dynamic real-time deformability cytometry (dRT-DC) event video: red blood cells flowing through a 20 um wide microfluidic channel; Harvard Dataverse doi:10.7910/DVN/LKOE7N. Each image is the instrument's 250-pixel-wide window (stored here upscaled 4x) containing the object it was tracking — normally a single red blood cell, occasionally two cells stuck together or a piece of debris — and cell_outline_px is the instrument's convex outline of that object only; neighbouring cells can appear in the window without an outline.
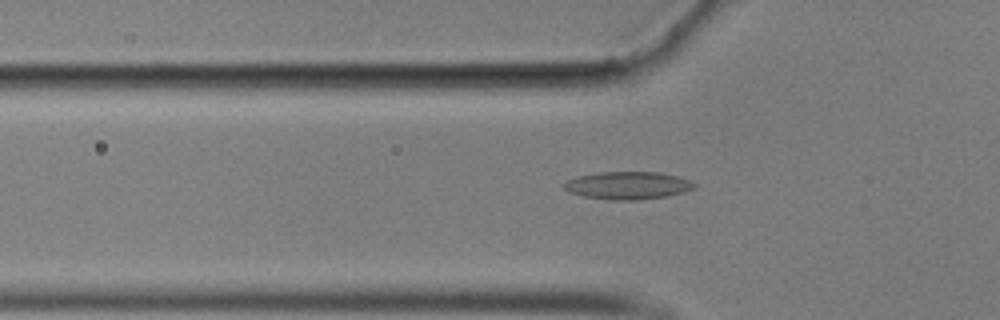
{"species": "common noctule bat (a hibernating species)", "species_latin": "Nyctalus noctula", "temperature_condition": "cold", "stored_images_in_passage": 40, "camera_frame_rate_fps": 3000, "um_per_image_px": 0.085, "animal": {"sex": "male", "body_mass_g": 17.9}, "frame": {"image": 1, "passage_image": 2, "time_ms": 0.333, "image_size_px": [1000, 320], "cell_outline_px": [[696, 188], [684, 192], [668, 196], [640, 200], [616, 200], [584, 196], [568, 192], [560, 184], [576, 176], [600, 172], [660, 172], [676, 176], [688, 180], [696, 184]], "centroid_in_image_um": [53.35, 15.76], "position_along_channel_um": 72.4, "area_um2": 21.1}}
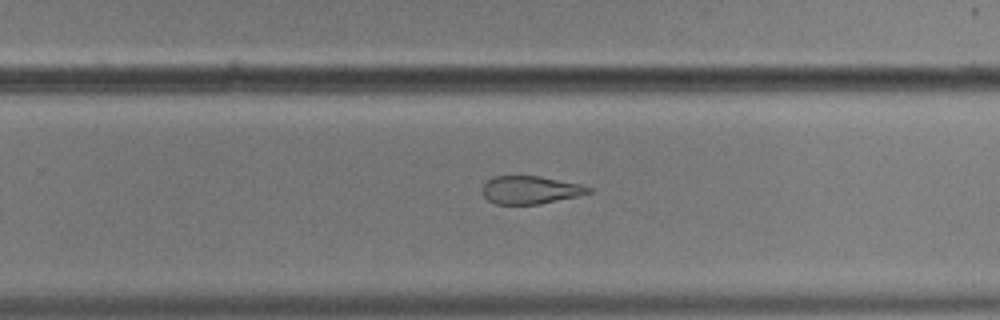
{"frame": {"image": 2, "passage_image": 20, "time_ms": 6.333, "image_size_px": [1000, 320], "cell_outline_px": [[592, 192], [580, 196], [540, 204], [496, 204], [488, 200], [484, 196], [484, 184], [492, 176], [540, 176], [580, 184], [592, 188]], "centroid_in_image_um": [45.12, 16.15], "position_along_channel_um": 284.7, "area_um2": 17.28}}
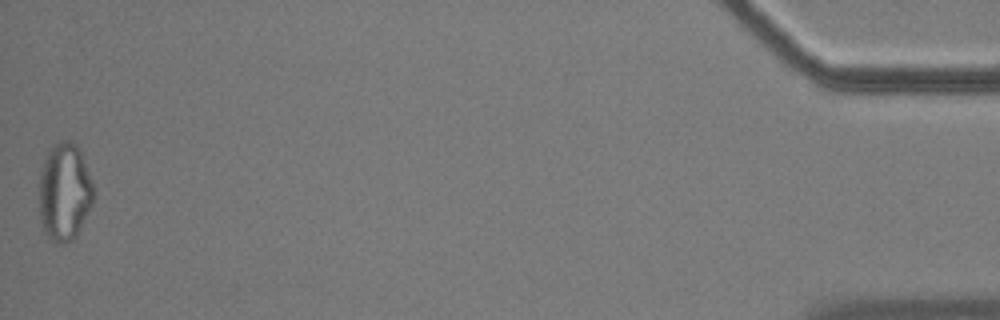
{"frame": {"image": 3, "passage_image": 40, "time_ms": 13.0, "image_size_px": [1000, 320], "cell_outline_px": [[92, 204], [76, 236], [72, 240], [64, 244], [56, 244], [44, 232], [40, 224], [40, 172], [44, 160], [48, 152], [60, 140], [68, 140], [76, 144], [80, 148], [92, 184]], "centroid_in_image_um": [5.46, 16.34], "position_along_channel_um": 429.7, "area_um2": 30.75}, "authors_computed_cell_mechanics": {"area_um2": 19.8254, "velocity_mm_per_s": 3.5293, "shape_relaxation_time_tau1_ms": null, "shape_relaxation_time_tau2_ms": 4.0237, "deformation_change_tau1": null, "deformation_change_tau2": 0.1261}}